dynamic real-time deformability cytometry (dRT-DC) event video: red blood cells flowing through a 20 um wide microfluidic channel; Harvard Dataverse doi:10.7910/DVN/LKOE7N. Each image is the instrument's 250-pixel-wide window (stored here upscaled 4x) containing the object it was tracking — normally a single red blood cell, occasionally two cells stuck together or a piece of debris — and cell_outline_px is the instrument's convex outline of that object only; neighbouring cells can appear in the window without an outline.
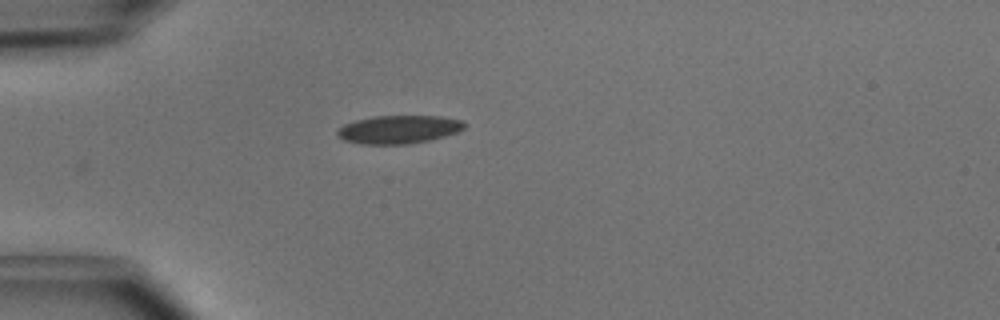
{"species": "common noctule bat (a hibernating species)", "species_latin": "Nyctalus noctula", "temperature_condition": "cold", "stored_images_in_passage": 5, "camera_frame_rate_fps": 3000, "um_per_image_px": 0.085, "animal": {"sex": "male", "body_mass_g": 15.6}, "frame": {"image": 1, "passage_image": 1, "time_ms": 0.0, "image_size_px": [1000, 320], "cell_outline_px": [[468, 124], [464, 128], [456, 132], [444, 136], [428, 140], [408, 144], [360, 144], [344, 140], [336, 136], [336, 132], [344, 124], [356, 120], [372, 116], [440, 116], [460, 120]], "centroid_in_image_um": [33.87, 11.0], "position_along_channel_um": 51.1, "area_um2": 20.87}}
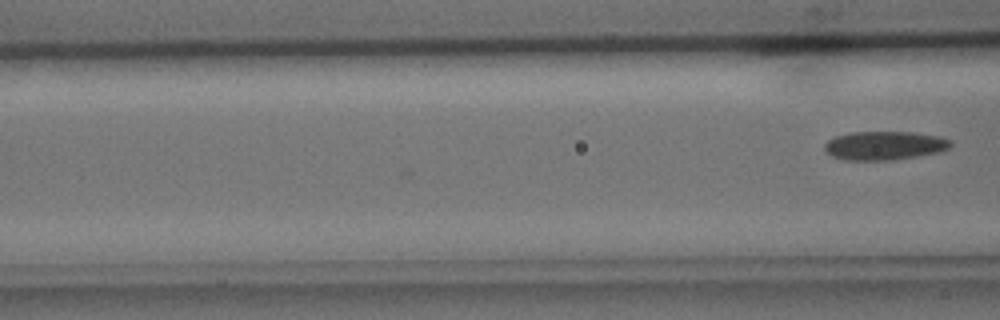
{"frame": {"image": 2, "passage_image": 5, "time_ms": 1.333, "image_size_px": [1000, 320], "cell_outline_px": [[952, 144], [948, 148], [940, 152], [892, 160], [844, 160], [832, 156], [824, 148], [824, 144], [828, 140], [836, 136], [848, 132], [912, 132], [940, 136], [952, 140]], "centroid_in_image_um": [75.19, 12.37], "position_along_channel_um": 91.4, "area_um2": 21.15}}